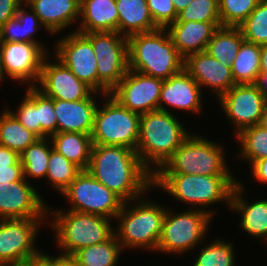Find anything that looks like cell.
Listing matches in <instances>:
<instances>
[{
    "label": "cell",
    "instance_id": "1",
    "mask_svg": "<svg viewBox=\"0 0 267 266\" xmlns=\"http://www.w3.org/2000/svg\"><path fill=\"white\" fill-rule=\"evenodd\" d=\"M87 170L124 202H136L153 188V174L135 150L123 146L93 145Z\"/></svg>",
    "mask_w": 267,
    "mask_h": 266
},
{
    "label": "cell",
    "instance_id": "2",
    "mask_svg": "<svg viewBox=\"0 0 267 266\" xmlns=\"http://www.w3.org/2000/svg\"><path fill=\"white\" fill-rule=\"evenodd\" d=\"M181 124L169 111L156 110L141 115L136 152L152 174L164 165L189 135Z\"/></svg>",
    "mask_w": 267,
    "mask_h": 266
},
{
    "label": "cell",
    "instance_id": "3",
    "mask_svg": "<svg viewBox=\"0 0 267 266\" xmlns=\"http://www.w3.org/2000/svg\"><path fill=\"white\" fill-rule=\"evenodd\" d=\"M165 31L159 28L127 37L130 70L165 80L184 69V58Z\"/></svg>",
    "mask_w": 267,
    "mask_h": 266
},
{
    "label": "cell",
    "instance_id": "4",
    "mask_svg": "<svg viewBox=\"0 0 267 266\" xmlns=\"http://www.w3.org/2000/svg\"><path fill=\"white\" fill-rule=\"evenodd\" d=\"M237 181L232 175L153 174V186L166 190L176 200L191 205L192 209L208 212L212 217L213 212L206 207L218 201L226 202L230 207Z\"/></svg>",
    "mask_w": 267,
    "mask_h": 266
},
{
    "label": "cell",
    "instance_id": "5",
    "mask_svg": "<svg viewBox=\"0 0 267 266\" xmlns=\"http://www.w3.org/2000/svg\"><path fill=\"white\" fill-rule=\"evenodd\" d=\"M141 201L131 208L127 207L128 202H124L115 218L120 224L118 231L114 229V234L122 249L132 247L156 251L167 209L156 202Z\"/></svg>",
    "mask_w": 267,
    "mask_h": 266
},
{
    "label": "cell",
    "instance_id": "6",
    "mask_svg": "<svg viewBox=\"0 0 267 266\" xmlns=\"http://www.w3.org/2000/svg\"><path fill=\"white\" fill-rule=\"evenodd\" d=\"M52 214V228L64 255H73L83 247L100 244L114 234L111 218L72 210L63 212L62 209L52 210Z\"/></svg>",
    "mask_w": 267,
    "mask_h": 266
},
{
    "label": "cell",
    "instance_id": "7",
    "mask_svg": "<svg viewBox=\"0 0 267 266\" xmlns=\"http://www.w3.org/2000/svg\"><path fill=\"white\" fill-rule=\"evenodd\" d=\"M223 147L198 135H188L155 174L230 175Z\"/></svg>",
    "mask_w": 267,
    "mask_h": 266
},
{
    "label": "cell",
    "instance_id": "8",
    "mask_svg": "<svg viewBox=\"0 0 267 266\" xmlns=\"http://www.w3.org/2000/svg\"><path fill=\"white\" fill-rule=\"evenodd\" d=\"M97 107L91 138L93 145L123 146L136 151L141 115L121 106L109 94Z\"/></svg>",
    "mask_w": 267,
    "mask_h": 266
},
{
    "label": "cell",
    "instance_id": "9",
    "mask_svg": "<svg viewBox=\"0 0 267 266\" xmlns=\"http://www.w3.org/2000/svg\"><path fill=\"white\" fill-rule=\"evenodd\" d=\"M83 34L97 59L98 92L106 96L129 70L127 37L116 31Z\"/></svg>",
    "mask_w": 267,
    "mask_h": 266
},
{
    "label": "cell",
    "instance_id": "10",
    "mask_svg": "<svg viewBox=\"0 0 267 266\" xmlns=\"http://www.w3.org/2000/svg\"><path fill=\"white\" fill-rule=\"evenodd\" d=\"M210 220L212 216L204 210L191 208L172 214L167 209L156 251L182 254L193 250L206 236Z\"/></svg>",
    "mask_w": 267,
    "mask_h": 266
},
{
    "label": "cell",
    "instance_id": "11",
    "mask_svg": "<svg viewBox=\"0 0 267 266\" xmlns=\"http://www.w3.org/2000/svg\"><path fill=\"white\" fill-rule=\"evenodd\" d=\"M61 194L70 200L71 207L67 210L111 219L117 217L124 204L118 195L97 181L88 170H82Z\"/></svg>",
    "mask_w": 267,
    "mask_h": 266
},
{
    "label": "cell",
    "instance_id": "12",
    "mask_svg": "<svg viewBox=\"0 0 267 266\" xmlns=\"http://www.w3.org/2000/svg\"><path fill=\"white\" fill-rule=\"evenodd\" d=\"M45 219H0V264H23L41 255L34 246Z\"/></svg>",
    "mask_w": 267,
    "mask_h": 266
},
{
    "label": "cell",
    "instance_id": "13",
    "mask_svg": "<svg viewBox=\"0 0 267 266\" xmlns=\"http://www.w3.org/2000/svg\"><path fill=\"white\" fill-rule=\"evenodd\" d=\"M162 85V79L129 69L109 95L121 106L142 115L159 110Z\"/></svg>",
    "mask_w": 267,
    "mask_h": 266
},
{
    "label": "cell",
    "instance_id": "14",
    "mask_svg": "<svg viewBox=\"0 0 267 266\" xmlns=\"http://www.w3.org/2000/svg\"><path fill=\"white\" fill-rule=\"evenodd\" d=\"M218 101L233 123L236 135L244 128L258 125L267 107V98L256 83L235 84Z\"/></svg>",
    "mask_w": 267,
    "mask_h": 266
},
{
    "label": "cell",
    "instance_id": "15",
    "mask_svg": "<svg viewBox=\"0 0 267 266\" xmlns=\"http://www.w3.org/2000/svg\"><path fill=\"white\" fill-rule=\"evenodd\" d=\"M55 51L59 61L98 93L97 59L91 41L83 33L72 31L67 34L57 42Z\"/></svg>",
    "mask_w": 267,
    "mask_h": 266
},
{
    "label": "cell",
    "instance_id": "16",
    "mask_svg": "<svg viewBox=\"0 0 267 266\" xmlns=\"http://www.w3.org/2000/svg\"><path fill=\"white\" fill-rule=\"evenodd\" d=\"M3 74L13 80L36 82L40 79L44 59L48 55L38 43L1 42Z\"/></svg>",
    "mask_w": 267,
    "mask_h": 266
},
{
    "label": "cell",
    "instance_id": "17",
    "mask_svg": "<svg viewBox=\"0 0 267 266\" xmlns=\"http://www.w3.org/2000/svg\"><path fill=\"white\" fill-rule=\"evenodd\" d=\"M28 182L23 179L8 184L0 183V219H44L50 216L51 210Z\"/></svg>",
    "mask_w": 267,
    "mask_h": 266
},
{
    "label": "cell",
    "instance_id": "18",
    "mask_svg": "<svg viewBox=\"0 0 267 266\" xmlns=\"http://www.w3.org/2000/svg\"><path fill=\"white\" fill-rule=\"evenodd\" d=\"M44 59L37 89L52 99L77 101L88 98L94 91L80 81L71 70L56 58L55 63ZM40 84V85H39Z\"/></svg>",
    "mask_w": 267,
    "mask_h": 266
},
{
    "label": "cell",
    "instance_id": "19",
    "mask_svg": "<svg viewBox=\"0 0 267 266\" xmlns=\"http://www.w3.org/2000/svg\"><path fill=\"white\" fill-rule=\"evenodd\" d=\"M184 70L200 87H210L218 99L235 85L231 66H224L206 51L188 55Z\"/></svg>",
    "mask_w": 267,
    "mask_h": 266
},
{
    "label": "cell",
    "instance_id": "20",
    "mask_svg": "<svg viewBox=\"0 0 267 266\" xmlns=\"http://www.w3.org/2000/svg\"><path fill=\"white\" fill-rule=\"evenodd\" d=\"M202 90L197 82L183 69L176 75L163 80L159 110L168 111L162 104L177 110L199 113L202 108Z\"/></svg>",
    "mask_w": 267,
    "mask_h": 266
},
{
    "label": "cell",
    "instance_id": "21",
    "mask_svg": "<svg viewBox=\"0 0 267 266\" xmlns=\"http://www.w3.org/2000/svg\"><path fill=\"white\" fill-rule=\"evenodd\" d=\"M221 22L175 21L168 25L169 36L185 59L188 55L206 51L207 44Z\"/></svg>",
    "mask_w": 267,
    "mask_h": 266
},
{
    "label": "cell",
    "instance_id": "22",
    "mask_svg": "<svg viewBox=\"0 0 267 266\" xmlns=\"http://www.w3.org/2000/svg\"><path fill=\"white\" fill-rule=\"evenodd\" d=\"M77 101L54 99V110L57 117V132H78L91 135L98 105L93 98Z\"/></svg>",
    "mask_w": 267,
    "mask_h": 266
},
{
    "label": "cell",
    "instance_id": "23",
    "mask_svg": "<svg viewBox=\"0 0 267 266\" xmlns=\"http://www.w3.org/2000/svg\"><path fill=\"white\" fill-rule=\"evenodd\" d=\"M50 34L59 33L80 17V3L77 0H25Z\"/></svg>",
    "mask_w": 267,
    "mask_h": 266
},
{
    "label": "cell",
    "instance_id": "24",
    "mask_svg": "<svg viewBox=\"0 0 267 266\" xmlns=\"http://www.w3.org/2000/svg\"><path fill=\"white\" fill-rule=\"evenodd\" d=\"M80 33L118 32L116 0H83L80 3Z\"/></svg>",
    "mask_w": 267,
    "mask_h": 266
},
{
    "label": "cell",
    "instance_id": "25",
    "mask_svg": "<svg viewBox=\"0 0 267 266\" xmlns=\"http://www.w3.org/2000/svg\"><path fill=\"white\" fill-rule=\"evenodd\" d=\"M239 182L235 184L232 192L230 210L241 214L240 225L246 233L258 239L264 238L267 244V200L261 199L247 204L246 199L241 196L244 192V187L242 182Z\"/></svg>",
    "mask_w": 267,
    "mask_h": 266
},
{
    "label": "cell",
    "instance_id": "26",
    "mask_svg": "<svg viewBox=\"0 0 267 266\" xmlns=\"http://www.w3.org/2000/svg\"><path fill=\"white\" fill-rule=\"evenodd\" d=\"M118 33L129 37L159 29L150 15L146 0H116Z\"/></svg>",
    "mask_w": 267,
    "mask_h": 266
},
{
    "label": "cell",
    "instance_id": "27",
    "mask_svg": "<svg viewBox=\"0 0 267 266\" xmlns=\"http://www.w3.org/2000/svg\"><path fill=\"white\" fill-rule=\"evenodd\" d=\"M49 138L57 152L81 170H87L90 164L93 142L91 135L78 132L55 133Z\"/></svg>",
    "mask_w": 267,
    "mask_h": 266
},
{
    "label": "cell",
    "instance_id": "28",
    "mask_svg": "<svg viewBox=\"0 0 267 266\" xmlns=\"http://www.w3.org/2000/svg\"><path fill=\"white\" fill-rule=\"evenodd\" d=\"M22 6H24V3L17 9L16 16L7 20L0 27V42L38 43L43 47L38 40L36 41L33 39V35L44 26L31 8L29 9L32 12L29 13L25 10L26 8ZM38 25L40 26L38 27Z\"/></svg>",
    "mask_w": 267,
    "mask_h": 266
},
{
    "label": "cell",
    "instance_id": "29",
    "mask_svg": "<svg viewBox=\"0 0 267 266\" xmlns=\"http://www.w3.org/2000/svg\"><path fill=\"white\" fill-rule=\"evenodd\" d=\"M244 40L239 27L221 26L208 42L206 52L224 66H231Z\"/></svg>",
    "mask_w": 267,
    "mask_h": 266
},
{
    "label": "cell",
    "instance_id": "30",
    "mask_svg": "<svg viewBox=\"0 0 267 266\" xmlns=\"http://www.w3.org/2000/svg\"><path fill=\"white\" fill-rule=\"evenodd\" d=\"M261 45L243 41L231 64L235 84H255L260 74Z\"/></svg>",
    "mask_w": 267,
    "mask_h": 266
},
{
    "label": "cell",
    "instance_id": "31",
    "mask_svg": "<svg viewBox=\"0 0 267 266\" xmlns=\"http://www.w3.org/2000/svg\"><path fill=\"white\" fill-rule=\"evenodd\" d=\"M121 244L115 234L108 240L79 249L72 256L78 266H116L121 254Z\"/></svg>",
    "mask_w": 267,
    "mask_h": 266
},
{
    "label": "cell",
    "instance_id": "32",
    "mask_svg": "<svg viewBox=\"0 0 267 266\" xmlns=\"http://www.w3.org/2000/svg\"><path fill=\"white\" fill-rule=\"evenodd\" d=\"M38 137L25 128L7 109L0 116V145L19 154L33 144Z\"/></svg>",
    "mask_w": 267,
    "mask_h": 266
},
{
    "label": "cell",
    "instance_id": "33",
    "mask_svg": "<svg viewBox=\"0 0 267 266\" xmlns=\"http://www.w3.org/2000/svg\"><path fill=\"white\" fill-rule=\"evenodd\" d=\"M50 138H38L33 144L23 150L20 156V163L23 166L24 179L31 178H46L48 170V161L50 158L51 149L53 146H48Z\"/></svg>",
    "mask_w": 267,
    "mask_h": 266
},
{
    "label": "cell",
    "instance_id": "34",
    "mask_svg": "<svg viewBox=\"0 0 267 266\" xmlns=\"http://www.w3.org/2000/svg\"><path fill=\"white\" fill-rule=\"evenodd\" d=\"M46 178L53 187L62 193L82 171L55 149H51Z\"/></svg>",
    "mask_w": 267,
    "mask_h": 266
},
{
    "label": "cell",
    "instance_id": "35",
    "mask_svg": "<svg viewBox=\"0 0 267 266\" xmlns=\"http://www.w3.org/2000/svg\"><path fill=\"white\" fill-rule=\"evenodd\" d=\"M241 143L240 155L252 165L256 160L267 158V131L260 126H250L241 130L237 135Z\"/></svg>",
    "mask_w": 267,
    "mask_h": 266
},
{
    "label": "cell",
    "instance_id": "36",
    "mask_svg": "<svg viewBox=\"0 0 267 266\" xmlns=\"http://www.w3.org/2000/svg\"><path fill=\"white\" fill-rule=\"evenodd\" d=\"M238 27L245 41L267 45V0H261L249 17Z\"/></svg>",
    "mask_w": 267,
    "mask_h": 266
},
{
    "label": "cell",
    "instance_id": "37",
    "mask_svg": "<svg viewBox=\"0 0 267 266\" xmlns=\"http://www.w3.org/2000/svg\"><path fill=\"white\" fill-rule=\"evenodd\" d=\"M233 250L232 243L214 240L202 249L193 266H234Z\"/></svg>",
    "mask_w": 267,
    "mask_h": 266
},
{
    "label": "cell",
    "instance_id": "38",
    "mask_svg": "<svg viewBox=\"0 0 267 266\" xmlns=\"http://www.w3.org/2000/svg\"><path fill=\"white\" fill-rule=\"evenodd\" d=\"M221 26L238 27L261 0H218Z\"/></svg>",
    "mask_w": 267,
    "mask_h": 266
},
{
    "label": "cell",
    "instance_id": "39",
    "mask_svg": "<svg viewBox=\"0 0 267 266\" xmlns=\"http://www.w3.org/2000/svg\"><path fill=\"white\" fill-rule=\"evenodd\" d=\"M23 101L18 107L17 113L8 109L18 121L29 131L41 138V123L39 122V110L36 108V87L28 84ZM31 85V86H30Z\"/></svg>",
    "mask_w": 267,
    "mask_h": 266
},
{
    "label": "cell",
    "instance_id": "40",
    "mask_svg": "<svg viewBox=\"0 0 267 266\" xmlns=\"http://www.w3.org/2000/svg\"><path fill=\"white\" fill-rule=\"evenodd\" d=\"M176 21L221 22L218 0H192L178 13Z\"/></svg>",
    "mask_w": 267,
    "mask_h": 266
},
{
    "label": "cell",
    "instance_id": "41",
    "mask_svg": "<svg viewBox=\"0 0 267 266\" xmlns=\"http://www.w3.org/2000/svg\"><path fill=\"white\" fill-rule=\"evenodd\" d=\"M36 108L39 110L41 138L57 133V117L54 110V99L47 97L36 88Z\"/></svg>",
    "mask_w": 267,
    "mask_h": 266
},
{
    "label": "cell",
    "instance_id": "42",
    "mask_svg": "<svg viewBox=\"0 0 267 266\" xmlns=\"http://www.w3.org/2000/svg\"><path fill=\"white\" fill-rule=\"evenodd\" d=\"M150 15L159 28H166L174 23L178 14L172 0H146Z\"/></svg>",
    "mask_w": 267,
    "mask_h": 266
},
{
    "label": "cell",
    "instance_id": "43",
    "mask_svg": "<svg viewBox=\"0 0 267 266\" xmlns=\"http://www.w3.org/2000/svg\"><path fill=\"white\" fill-rule=\"evenodd\" d=\"M25 0H0V27L16 16L17 9Z\"/></svg>",
    "mask_w": 267,
    "mask_h": 266
},
{
    "label": "cell",
    "instance_id": "44",
    "mask_svg": "<svg viewBox=\"0 0 267 266\" xmlns=\"http://www.w3.org/2000/svg\"><path fill=\"white\" fill-rule=\"evenodd\" d=\"M23 166L22 165H11L8 168L0 169V183L8 184L16 181H22Z\"/></svg>",
    "mask_w": 267,
    "mask_h": 266
},
{
    "label": "cell",
    "instance_id": "45",
    "mask_svg": "<svg viewBox=\"0 0 267 266\" xmlns=\"http://www.w3.org/2000/svg\"><path fill=\"white\" fill-rule=\"evenodd\" d=\"M11 165H22L19 153L0 145V169L8 168Z\"/></svg>",
    "mask_w": 267,
    "mask_h": 266
},
{
    "label": "cell",
    "instance_id": "46",
    "mask_svg": "<svg viewBox=\"0 0 267 266\" xmlns=\"http://www.w3.org/2000/svg\"><path fill=\"white\" fill-rule=\"evenodd\" d=\"M252 174L258 180V182H263L267 184V158L256 160L252 166Z\"/></svg>",
    "mask_w": 267,
    "mask_h": 266
},
{
    "label": "cell",
    "instance_id": "47",
    "mask_svg": "<svg viewBox=\"0 0 267 266\" xmlns=\"http://www.w3.org/2000/svg\"><path fill=\"white\" fill-rule=\"evenodd\" d=\"M52 266H78V263L72 255L62 254L52 257Z\"/></svg>",
    "mask_w": 267,
    "mask_h": 266
},
{
    "label": "cell",
    "instance_id": "48",
    "mask_svg": "<svg viewBox=\"0 0 267 266\" xmlns=\"http://www.w3.org/2000/svg\"><path fill=\"white\" fill-rule=\"evenodd\" d=\"M29 266H52V256L41 253L39 257L29 260Z\"/></svg>",
    "mask_w": 267,
    "mask_h": 266
},
{
    "label": "cell",
    "instance_id": "49",
    "mask_svg": "<svg viewBox=\"0 0 267 266\" xmlns=\"http://www.w3.org/2000/svg\"><path fill=\"white\" fill-rule=\"evenodd\" d=\"M260 73H267V45H261Z\"/></svg>",
    "mask_w": 267,
    "mask_h": 266
},
{
    "label": "cell",
    "instance_id": "50",
    "mask_svg": "<svg viewBox=\"0 0 267 266\" xmlns=\"http://www.w3.org/2000/svg\"><path fill=\"white\" fill-rule=\"evenodd\" d=\"M256 84L259 90L267 98V73H260Z\"/></svg>",
    "mask_w": 267,
    "mask_h": 266
},
{
    "label": "cell",
    "instance_id": "51",
    "mask_svg": "<svg viewBox=\"0 0 267 266\" xmlns=\"http://www.w3.org/2000/svg\"><path fill=\"white\" fill-rule=\"evenodd\" d=\"M176 13L178 14L180 11L185 9L192 0H172Z\"/></svg>",
    "mask_w": 267,
    "mask_h": 266
},
{
    "label": "cell",
    "instance_id": "52",
    "mask_svg": "<svg viewBox=\"0 0 267 266\" xmlns=\"http://www.w3.org/2000/svg\"><path fill=\"white\" fill-rule=\"evenodd\" d=\"M258 126H260L262 129L267 131V107H266L262 117L260 118Z\"/></svg>",
    "mask_w": 267,
    "mask_h": 266
},
{
    "label": "cell",
    "instance_id": "53",
    "mask_svg": "<svg viewBox=\"0 0 267 266\" xmlns=\"http://www.w3.org/2000/svg\"><path fill=\"white\" fill-rule=\"evenodd\" d=\"M3 66H2V54H1V42H0V81L4 79Z\"/></svg>",
    "mask_w": 267,
    "mask_h": 266
},
{
    "label": "cell",
    "instance_id": "54",
    "mask_svg": "<svg viewBox=\"0 0 267 266\" xmlns=\"http://www.w3.org/2000/svg\"><path fill=\"white\" fill-rule=\"evenodd\" d=\"M5 266H29V261L23 264H11V265H5Z\"/></svg>",
    "mask_w": 267,
    "mask_h": 266
}]
</instances>
